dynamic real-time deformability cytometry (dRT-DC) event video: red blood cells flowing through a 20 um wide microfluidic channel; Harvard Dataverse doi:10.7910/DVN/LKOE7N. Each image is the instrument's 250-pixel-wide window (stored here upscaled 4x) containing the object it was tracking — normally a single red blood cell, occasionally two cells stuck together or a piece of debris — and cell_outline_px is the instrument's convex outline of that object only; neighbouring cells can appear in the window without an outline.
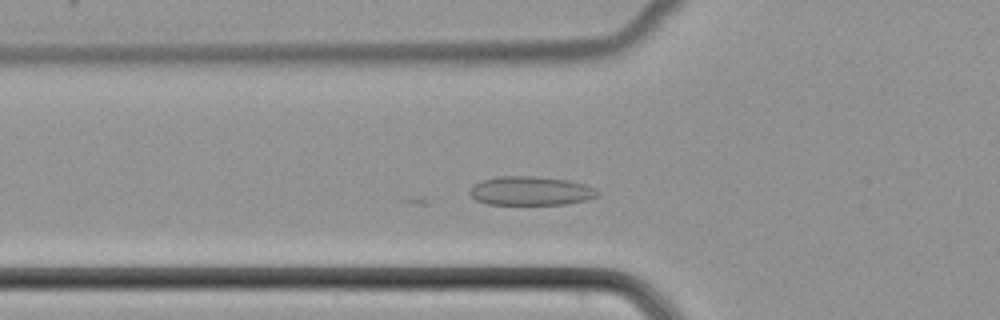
{"species": "common noctule bat (a hibernating species)", "species_latin": "Nyctalus noctula", "temperature_condition": "cold", "stored_images_in_passage": 25, "camera_frame_rate_fps": 3000, "um_per_image_px": 0.085, "animal": {"sex": "female", "body_mass_g": 22.7, "forearm_length_mm": 54.2}, "frame": {"image": 1, "passage_image": 11, "time_ms": 3.333, "image_size_px": [1000, 320], "cell_outline_px": [[600, 196], [588, 200], [564, 204], [488, 204], [476, 200], [468, 192], [468, 188], [472, 184], [480, 180], [496, 176], [536, 176], [568, 180], [584, 184], [596, 188], [600, 192]], "centroid_in_image_um": [45.1, 16.21], "position_along_channel_um": 80.7, "area_um2": 21.91}}
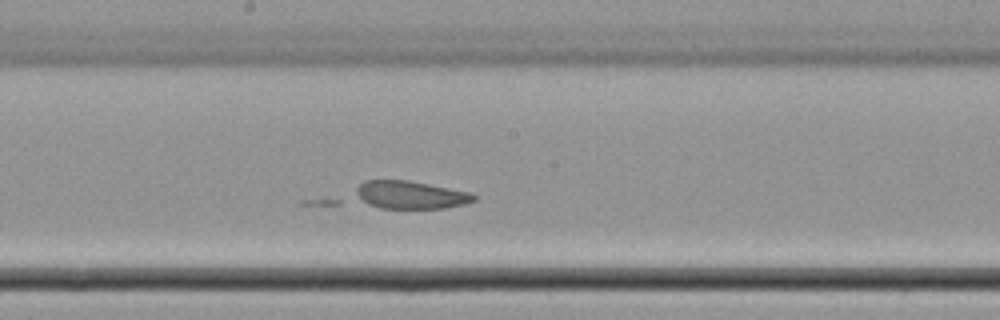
{"frame": {"image": 2, "passage_image": 21, "time_ms": 6.667, "image_size_px": [1000, 320], "cell_outline_px": [[476, 200], [464, 204], [444, 208], [380, 208], [368, 204], [356, 196], [356, 188], [364, 180], [408, 180], [468, 192], [476, 196]], "centroid_in_image_um": [34.87, 16.56], "position_along_channel_um": 213.3, "area_um2": 18.96}}